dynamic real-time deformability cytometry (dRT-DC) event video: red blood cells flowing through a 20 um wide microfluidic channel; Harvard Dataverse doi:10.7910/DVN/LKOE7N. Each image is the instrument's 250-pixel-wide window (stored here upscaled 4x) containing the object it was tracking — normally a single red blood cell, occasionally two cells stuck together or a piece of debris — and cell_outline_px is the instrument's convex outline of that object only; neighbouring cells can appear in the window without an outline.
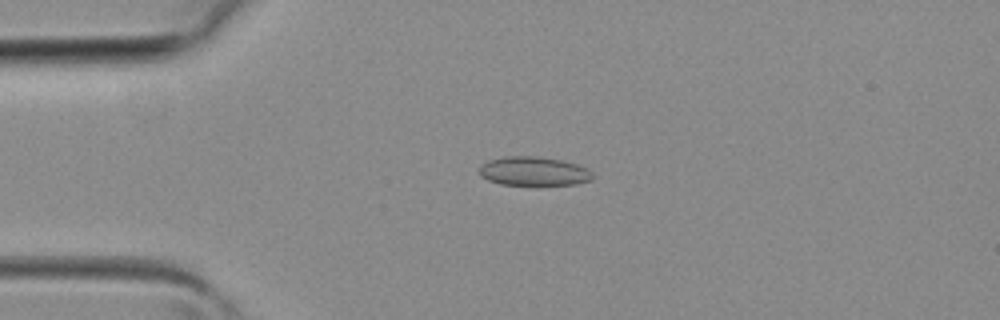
{"species": "common noctule bat (a hibernating species)", "species_latin": "Nyctalus noctula", "temperature_condition": "room temperature", "stored_images_in_passage": 39, "camera_frame_rate_fps": 3000, "um_per_image_px": 0.085, "animal": {"sex": "female", "body_mass_g": 19.3, "forearm_length_mm": 54.1}, "frame": {"image": 1, "passage_image": 9, "time_ms": 2.667, "image_size_px": [1000, 320], "cell_outline_px": [[596, 176], [592, 180], [576, 184], [500, 184], [488, 180], [480, 176], [480, 164], [488, 160], [504, 156], [540, 156], [560, 160], [576, 164], [588, 168]], "centroid_in_image_um": [45.38, 14.54], "position_along_channel_um": 39.6, "area_um2": 19.19}}
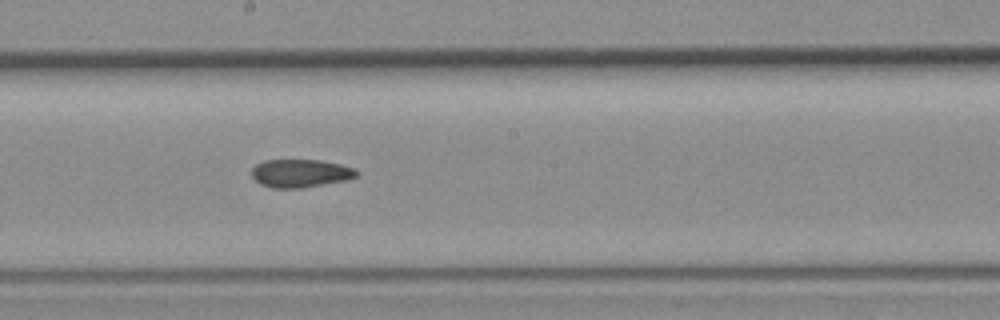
{"frame": {"image": 2, "passage_image": 21, "time_ms": 6.667, "image_size_px": [1000, 320], "cell_outline_px": [[360, 172], [356, 176], [344, 180], [300, 188], [272, 188], [260, 184], [252, 176], [252, 168], [256, 164], [264, 160], [320, 160], [340, 164], [356, 168]], "centroid_in_image_um": [25.53, 14.72], "position_along_channel_um": 222.7, "area_um2": 17.11}}
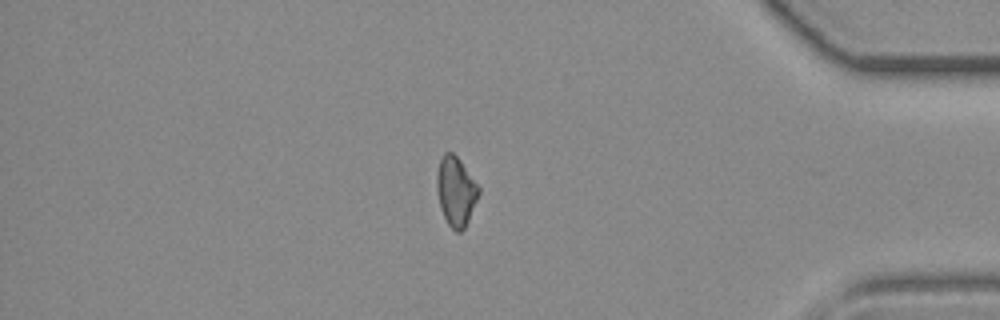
{"frame": {"image": 3, "passage_image": 33, "time_ms": 10.667, "image_size_px": [1000, 320], "cell_outline_px": [[480, 192], [468, 220], [464, 228], [460, 232], [456, 232], [448, 224], [440, 208], [436, 188], [436, 176], [440, 160], [444, 152], [452, 152], [460, 160], [480, 188]], "centroid_in_image_um": [38.73, 16.25], "position_along_channel_um": 396.5, "area_um2": 16.76}}